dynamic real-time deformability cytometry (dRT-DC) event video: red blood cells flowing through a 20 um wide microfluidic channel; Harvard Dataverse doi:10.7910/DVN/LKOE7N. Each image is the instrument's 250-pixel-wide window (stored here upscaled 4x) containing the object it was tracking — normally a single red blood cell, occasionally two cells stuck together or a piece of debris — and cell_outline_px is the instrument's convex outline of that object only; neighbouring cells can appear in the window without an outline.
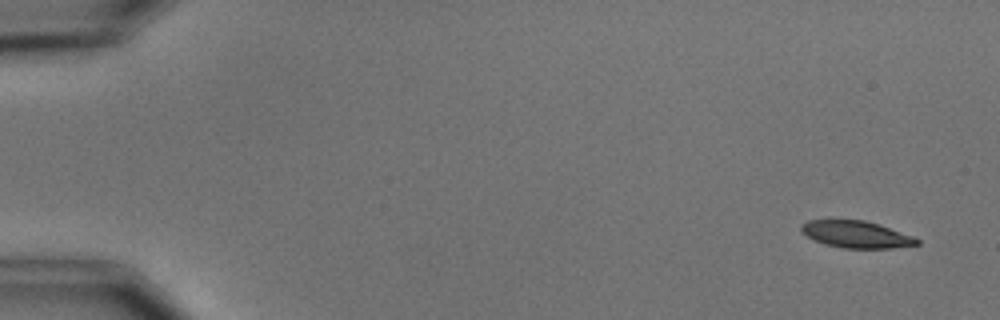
{"species": "common noctule bat (a hibernating species)", "species_latin": "Nyctalus noctula", "temperature_condition": "cold", "stored_images_in_passage": 5, "camera_frame_rate_fps": 3000, "um_per_image_px": 0.085, "animal": {"sex": "male", "body_mass_g": 15.6}, "frame": {"image": 1, "passage_image": 1, "time_ms": 0.0, "image_size_px": [1000, 320], "cell_outline_px": [[920, 244], [892, 248], [840, 248], [824, 244], [800, 232], [800, 224], [808, 220], [864, 220], [880, 224], [912, 236], [920, 240]], "centroid_in_image_um": [72.76, 19.92], "position_along_channel_um": 12.2, "area_um2": 18.21}}
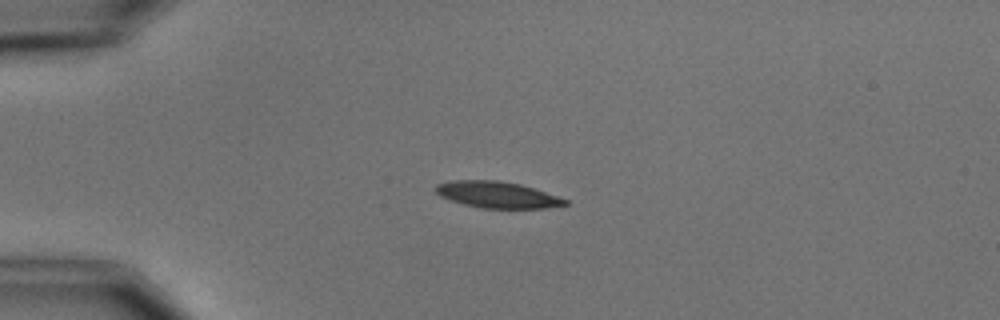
{"frame": {"image": 2, "passage_image": 4, "time_ms": 3.667, "image_size_px": [1000, 320], "cell_outline_px": [[568, 204], [544, 208], [480, 208], [448, 200], [440, 196], [432, 188], [436, 184], [452, 180], [500, 180], [520, 184], [568, 200]], "centroid_in_image_um": [42.18, 16.54], "position_along_channel_um": 42.8, "area_um2": 19.88}}